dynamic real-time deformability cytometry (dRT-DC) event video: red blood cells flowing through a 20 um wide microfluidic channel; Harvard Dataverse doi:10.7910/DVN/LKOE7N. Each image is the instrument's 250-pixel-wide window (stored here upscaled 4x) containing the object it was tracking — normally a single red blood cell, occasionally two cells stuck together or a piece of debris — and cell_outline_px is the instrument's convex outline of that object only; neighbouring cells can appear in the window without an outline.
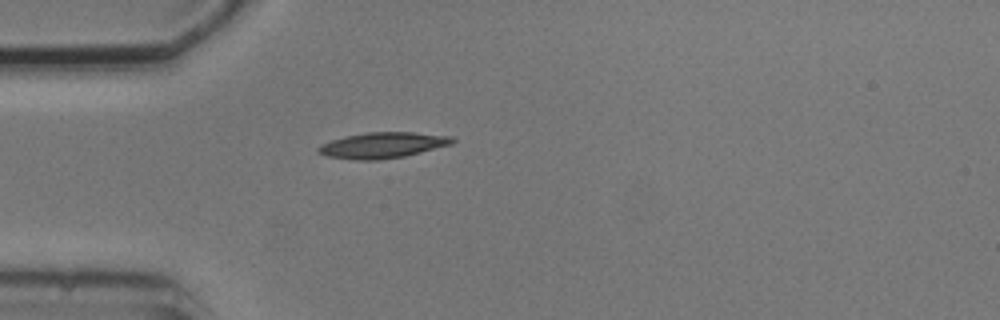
{"species": "common noctule bat (a hibernating species)", "species_latin": "Nyctalus noctula", "temperature_condition": "cold", "stored_images_in_passage": 2, "camera_frame_rate_fps": 3000, "um_per_image_px": 0.085, "animal": {"sex": "male", "body_mass_g": 20.5, "forearm_length_mm": 52.5}, "frame": {"image": 1, "passage_image": 1, "time_ms": 0.0, "image_size_px": [1000, 320], "cell_outline_px": [[456, 140], [452, 144], [404, 156], [380, 160], [356, 160], [328, 156], [316, 152], [316, 148], [320, 144], [332, 140], [348, 136], [368, 132], [412, 132], [452, 136]], "centroid_in_image_um": [32.52, 12.34], "position_along_channel_um": 52.5, "area_um2": 20.06}}